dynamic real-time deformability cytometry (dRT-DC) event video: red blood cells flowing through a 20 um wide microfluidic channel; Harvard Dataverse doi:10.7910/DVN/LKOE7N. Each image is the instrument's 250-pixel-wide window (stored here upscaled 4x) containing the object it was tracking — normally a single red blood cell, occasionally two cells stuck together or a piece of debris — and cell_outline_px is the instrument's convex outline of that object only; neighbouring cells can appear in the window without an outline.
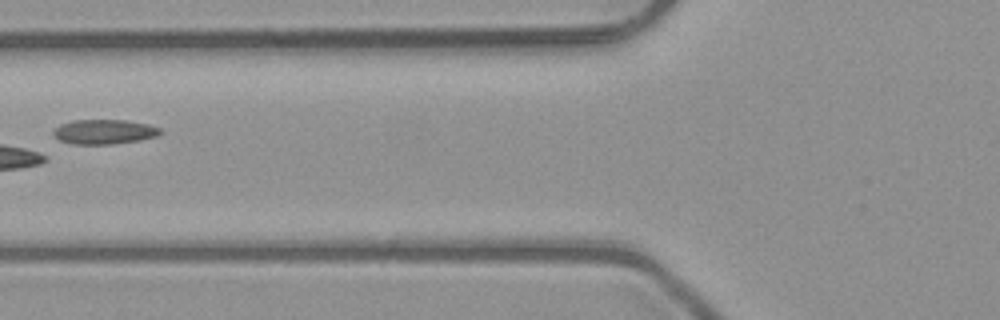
{"species": "common noctule bat (a hibernating species)", "species_latin": "Nyctalus noctula", "temperature_condition": "room temperature", "stored_images_in_passage": 8, "camera_frame_rate_fps": 3000, "um_per_image_px": 0.085, "animal": {"sex": "male", "body_mass_g": 23.1, "forearm_length_mm": 52.7}, "frame": {"image": 1, "passage_image": 6, "time_ms": 1.667, "image_size_px": [1000, 320], "cell_outline_px": [[160, 132], [156, 136], [140, 140], [112, 144], [72, 144], [60, 140], [52, 132], [60, 124], [72, 120], [124, 120], [148, 124], [160, 128]], "centroid_in_image_um": [8.84, 11.2], "position_along_channel_um": 117.0, "area_um2": 15.2}}
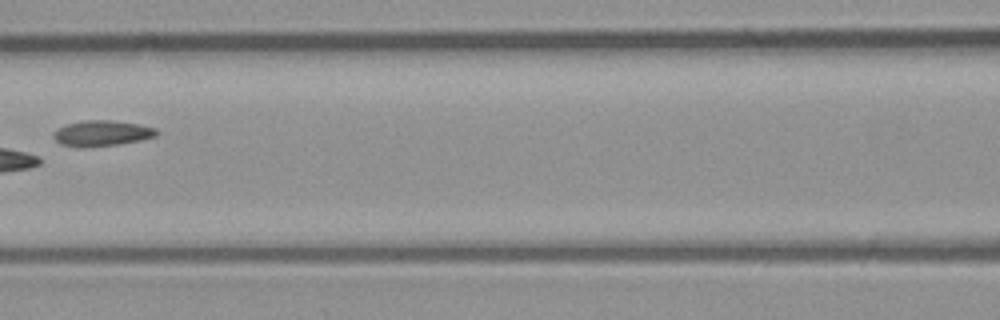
{"frame": {"image": 2, "passage_image": 7, "time_ms": 2.0, "image_size_px": [1000, 320], "cell_outline_px": [[160, 132], [156, 136], [140, 140], [116, 144], [88, 148], [76, 148], [60, 144], [52, 136], [56, 128], [68, 124], [84, 120], [112, 120], [140, 124], [156, 128]], "centroid_in_image_um": [8.64, 11.33], "position_along_channel_um": 158.0, "area_um2": 15.66}}
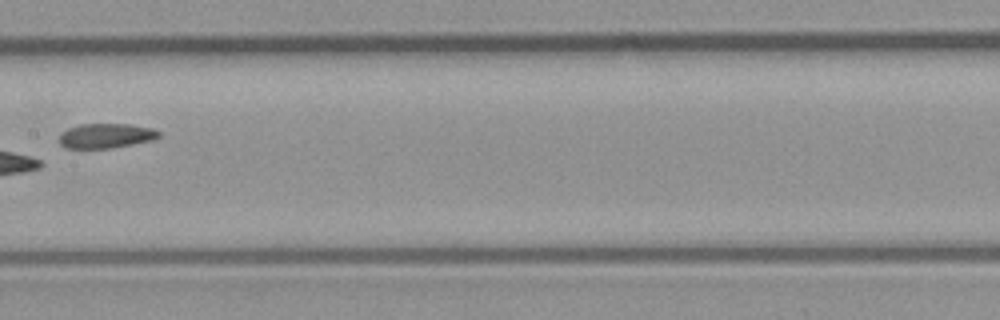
{"frame": {"image": 3, "passage_image": 8, "time_ms": 2.333, "image_size_px": [1000, 320], "cell_outline_px": [[160, 136], [152, 140], [112, 148], [64, 148], [60, 144], [60, 136], [68, 128], [80, 124], [128, 124], [152, 128], [160, 132]], "centroid_in_image_um": [9.01, 11.54], "position_along_channel_um": 198.4, "area_um2": 14.22}}